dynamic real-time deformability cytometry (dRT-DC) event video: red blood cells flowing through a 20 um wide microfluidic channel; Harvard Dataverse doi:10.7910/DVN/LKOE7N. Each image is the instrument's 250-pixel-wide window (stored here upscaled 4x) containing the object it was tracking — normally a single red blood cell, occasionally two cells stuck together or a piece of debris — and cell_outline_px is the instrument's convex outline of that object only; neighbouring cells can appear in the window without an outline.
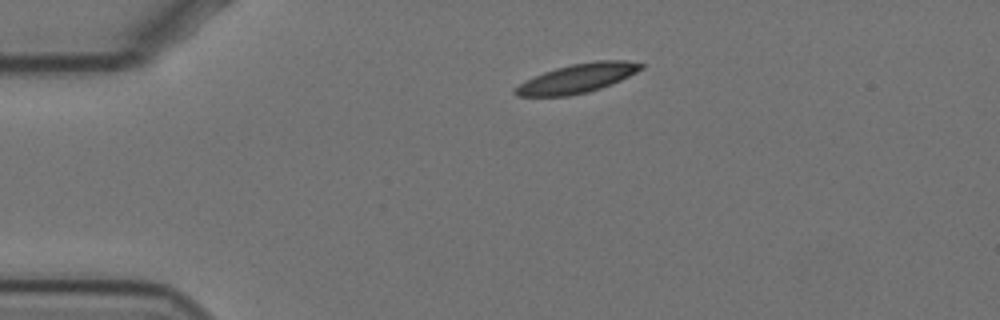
{"species": "Egyptian fruit bat (a non-hibernating species)", "species_latin": "Rousettus aegyptiacus", "temperature_condition": "cold", "stored_images_in_passage": 39, "camera_frame_rate_fps": 3000, "um_per_image_px": 0.085, "animal": {"sex": "female"}, "frame": {"image": 1, "passage_image": 1, "time_ms": 0.0, "image_size_px": [1000, 320], "cell_outline_px": [[644, 68], [612, 84], [588, 92], [568, 96], [516, 96], [512, 92], [520, 84], [544, 72], [556, 68], [572, 64], [596, 60], [624, 60], [644, 64]], "centroid_in_image_um": [49.11, 6.66], "position_along_channel_um": 35.9, "area_um2": 21.04}}
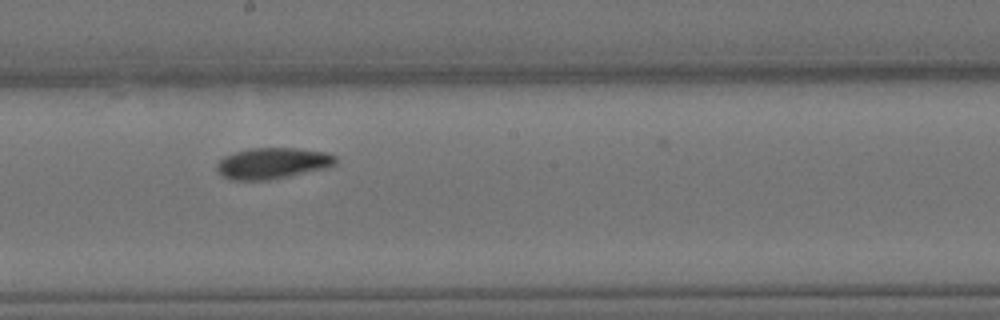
{"frame": {"image": 2, "passage_image": 21, "time_ms": 6.667, "image_size_px": [1000, 320], "cell_outline_px": [[336, 164], [328, 168], [268, 180], [228, 180], [216, 168], [216, 164], [224, 156], [248, 148], [296, 148], [324, 152], [336, 156]], "centroid_in_image_um": [23.17, 13.88], "position_along_channel_um": 225.0, "area_um2": 21.5}}
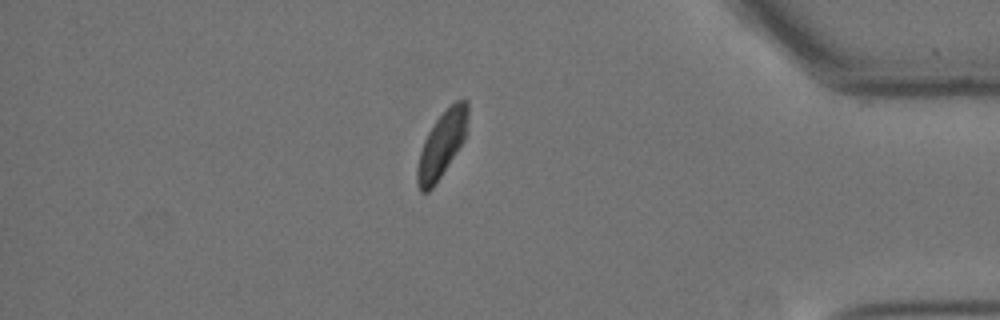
{"frame": {"image": 3, "passage_image": 39, "time_ms": 12.667, "image_size_px": [1000, 320], "cell_outline_px": [[468, 116], [464, 140], [432, 188], [428, 192], [420, 192], [416, 180], [416, 168], [420, 152], [424, 140], [428, 132], [436, 120], [456, 100], [468, 100]], "centroid_in_image_um": [37.53, 12.29], "position_along_channel_um": 397.7, "area_um2": 18.96}, "authors_computed_cell_mechanics": {"area_um2": 21.5016, "velocity_mm_per_s": 3.4383, "shape_relaxation_time_tau1_ms": 5.1252, "shape_relaxation_time_tau2_ms": null, "deformation_change_tau1": 0.1299, "deformation_change_tau2": null}}